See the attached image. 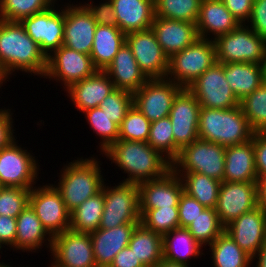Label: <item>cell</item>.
I'll list each match as a JSON object with an SVG mask.
<instances>
[{
	"mask_svg": "<svg viewBox=\"0 0 266 267\" xmlns=\"http://www.w3.org/2000/svg\"><path fill=\"white\" fill-rule=\"evenodd\" d=\"M126 44L148 79L166 78L169 58L151 28L126 34Z\"/></svg>",
	"mask_w": 266,
	"mask_h": 267,
	"instance_id": "obj_14",
	"label": "cell"
},
{
	"mask_svg": "<svg viewBox=\"0 0 266 267\" xmlns=\"http://www.w3.org/2000/svg\"><path fill=\"white\" fill-rule=\"evenodd\" d=\"M104 210L100 229L141 222L138 184L121 182L114 187L103 184Z\"/></svg>",
	"mask_w": 266,
	"mask_h": 267,
	"instance_id": "obj_8",
	"label": "cell"
},
{
	"mask_svg": "<svg viewBox=\"0 0 266 267\" xmlns=\"http://www.w3.org/2000/svg\"><path fill=\"white\" fill-rule=\"evenodd\" d=\"M126 43V34L117 26L97 25L90 57L98 70H104Z\"/></svg>",
	"mask_w": 266,
	"mask_h": 267,
	"instance_id": "obj_31",
	"label": "cell"
},
{
	"mask_svg": "<svg viewBox=\"0 0 266 267\" xmlns=\"http://www.w3.org/2000/svg\"><path fill=\"white\" fill-rule=\"evenodd\" d=\"M251 23V24H249ZM247 26L266 39V0H254Z\"/></svg>",
	"mask_w": 266,
	"mask_h": 267,
	"instance_id": "obj_49",
	"label": "cell"
},
{
	"mask_svg": "<svg viewBox=\"0 0 266 267\" xmlns=\"http://www.w3.org/2000/svg\"><path fill=\"white\" fill-rule=\"evenodd\" d=\"M140 214V223L161 236L180 227L178 208L140 209Z\"/></svg>",
	"mask_w": 266,
	"mask_h": 267,
	"instance_id": "obj_43",
	"label": "cell"
},
{
	"mask_svg": "<svg viewBox=\"0 0 266 267\" xmlns=\"http://www.w3.org/2000/svg\"><path fill=\"white\" fill-rule=\"evenodd\" d=\"M55 4L21 21L26 33L39 45L46 57L63 45L64 7L57 10Z\"/></svg>",
	"mask_w": 266,
	"mask_h": 267,
	"instance_id": "obj_15",
	"label": "cell"
},
{
	"mask_svg": "<svg viewBox=\"0 0 266 267\" xmlns=\"http://www.w3.org/2000/svg\"><path fill=\"white\" fill-rule=\"evenodd\" d=\"M239 24H246L251 16L254 0H221Z\"/></svg>",
	"mask_w": 266,
	"mask_h": 267,
	"instance_id": "obj_51",
	"label": "cell"
},
{
	"mask_svg": "<svg viewBox=\"0 0 266 267\" xmlns=\"http://www.w3.org/2000/svg\"><path fill=\"white\" fill-rule=\"evenodd\" d=\"M224 75L231 90L241 101L265 81L264 65L236 62L224 64Z\"/></svg>",
	"mask_w": 266,
	"mask_h": 267,
	"instance_id": "obj_30",
	"label": "cell"
},
{
	"mask_svg": "<svg viewBox=\"0 0 266 267\" xmlns=\"http://www.w3.org/2000/svg\"><path fill=\"white\" fill-rule=\"evenodd\" d=\"M209 246L213 267H251L253 263L252 256L241 249L225 231Z\"/></svg>",
	"mask_w": 266,
	"mask_h": 267,
	"instance_id": "obj_35",
	"label": "cell"
},
{
	"mask_svg": "<svg viewBox=\"0 0 266 267\" xmlns=\"http://www.w3.org/2000/svg\"><path fill=\"white\" fill-rule=\"evenodd\" d=\"M140 209L178 208L183 191L181 178L170 170L165 176L138 184Z\"/></svg>",
	"mask_w": 266,
	"mask_h": 267,
	"instance_id": "obj_21",
	"label": "cell"
},
{
	"mask_svg": "<svg viewBox=\"0 0 266 267\" xmlns=\"http://www.w3.org/2000/svg\"><path fill=\"white\" fill-rule=\"evenodd\" d=\"M6 80L7 78L4 76L3 72L0 70V88L4 84L3 82H5Z\"/></svg>",
	"mask_w": 266,
	"mask_h": 267,
	"instance_id": "obj_58",
	"label": "cell"
},
{
	"mask_svg": "<svg viewBox=\"0 0 266 267\" xmlns=\"http://www.w3.org/2000/svg\"><path fill=\"white\" fill-rule=\"evenodd\" d=\"M115 90L114 84L104 70L66 88L67 96L81 112L99 107L100 103Z\"/></svg>",
	"mask_w": 266,
	"mask_h": 267,
	"instance_id": "obj_23",
	"label": "cell"
},
{
	"mask_svg": "<svg viewBox=\"0 0 266 267\" xmlns=\"http://www.w3.org/2000/svg\"><path fill=\"white\" fill-rule=\"evenodd\" d=\"M2 246H4L3 242L0 240V250L1 248H3Z\"/></svg>",
	"mask_w": 266,
	"mask_h": 267,
	"instance_id": "obj_62",
	"label": "cell"
},
{
	"mask_svg": "<svg viewBox=\"0 0 266 267\" xmlns=\"http://www.w3.org/2000/svg\"><path fill=\"white\" fill-rule=\"evenodd\" d=\"M128 247L145 267H155L163 259L162 236L142 223L134 229Z\"/></svg>",
	"mask_w": 266,
	"mask_h": 267,
	"instance_id": "obj_33",
	"label": "cell"
},
{
	"mask_svg": "<svg viewBox=\"0 0 266 267\" xmlns=\"http://www.w3.org/2000/svg\"><path fill=\"white\" fill-rule=\"evenodd\" d=\"M99 162L95 157H81L66 164L60 171L59 182L54 186L61 193L69 212L102 190L106 179L101 174Z\"/></svg>",
	"mask_w": 266,
	"mask_h": 267,
	"instance_id": "obj_4",
	"label": "cell"
},
{
	"mask_svg": "<svg viewBox=\"0 0 266 267\" xmlns=\"http://www.w3.org/2000/svg\"><path fill=\"white\" fill-rule=\"evenodd\" d=\"M239 25L221 0H201L199 16L196 21L199 38L215 40L236 29ZM209 33H212L211 36Z\"/></svg>",
	"mask_w": 266,
	"mask_h": 267,
	"instance_id": "obj_25",
	"label": "cell"
},
{
	"mask_svg": "<svg viewBox=\"0 0 266 267\" xmlns=\"http://www.w3.org/2000/svg\"><path fill=\"white\" fill-rule=\"evenodd\" d=\"M201 0H154L155 17L196 24Z\"/></svg>",
	"mask_w": 266,
	"mask_h": 267,
	"instance_id": "obj_38",
	"label": "cell"
},
{
	"mask_svg": "<svg viewBox=\"0 0 266 267\" xmlns=\"http://www.w3.org/2000/svg\"><path fill=\"white\" fill-rule=\"evenodd\" d=\"M49 267H63V266H61V265L55 263L54 261H52L51 266H49Z\"/></svg>",
	"mask_w": 266,
	"mask_h": 267,
	"instance_id": "obj_59",
	"label": "cell"
},
{
	"mask_svg": "<svg viewBox=\"0 0 266 267\" xmlns=\"http://www.w3.org/2000/svg\"><path fill=\"white\" fill-rule=\"evenodd\" d=\"M213 41L219 64L247 62L264 65L265 63L266 39L246 24H240L236 29Z\"/></svg>",
	"mask_w": 266,
	"mask_h": 267,
	"instance_id": "obj_5",
	"label": "cell"
},
{
	"mask_svg": "<svg viewBox=\"0 0 266 267\" xmlns=\"http://www.w3.org/2000/svg\"><path fill=\"white\" fill-rule=\"evenodd\" d=\"M17 231L15 244L11 247L17 250L36 252L45 243L51 249L53 237L43 227L40 219L28 204L16 218ZM48 235V236H47ZM35 250V251H34Z\"/></svg>",
	"mask_w": 266,
	"mask_h": 267,
	"instance_id": "obj_29",
	"label": "cell"
},
{
	"mask_svg": "<svg viewBox=\"0 0 266 267\" xmlns=\"http://www.w3.org/2000/svg\"><path fill=\"white\" fill-rule=\"evenodd\" d=\"M183 88L164 79H149L133 94V105L150 121L169 116L176 95Z\"/></svg>",
	"mask_w": 266,
	"mask_h": 267,
	"instance_id": "obj_13",
	"label": "cell"
},
{
	"mask_svg": "<svg viewBox=\"0 0 266 267\" xmlns=\"http://www.w3.org/2000/svg\"><path fill=\"white\" fill-rule=\"evenodd\" d=\"M133 105V94L115 89L100 103L99 107L110 117L111 121L121 125L126 113Z\"/></svg>",
	"mask_w": 266,
	"mask_h": 267,
	"instance_id": "obj_46",
	"label": "cell"
},
{
	"mask_svg": "<svg viewBox=\"0 0 266 267\" xmlns=\"http://www.w3.org/2000/svg\"><path fill=\"white\" fill-rule=\"evenodd\" d=\"M204 209L205 207L201 205L195 198L190 197L183 192L178 205L180 228H186L200 215Z\"/></svg>",
	"mask_w": 266,
	"mask_h": 267,
	"instance_id": "obj_47",
	"label": "cell"
},
{
	"mask_svg": "<svg viewBox=\"0 0 266 267\" xmlns=\"http://www.w3.org/2000/svg\"><path fill=\"white\" fill-rule=\"evenodd\" d=\"M147 143L150 144L154 150L160 152L171 163L177 158L180 150L174 143L172 124L169 116L151 122Z\"/></svg>",
	"mask_w": 266,
	"mask_h": 267,
	"instance_id": "obj_39",
	"label": "cell"
},
{
	"mask_svg": "<svg viewBox=\"0 0 266 267\" xmlns=\"http://www.w3.org/2000/svg\"><path fill=\"white\" fill-rule=\"evenodd\" d=\"M57 0H0V19L21 22L24 18L43 12Z\"/></svg>",
	"mask_w": 266,
	"mask_h": 267,
	"instance_id": "obj_41",
	"label": "cell"
},
{
	"mask_svg": "<svg viewBox=\"0 0 266 267\" xmlns=\"http://www.w3.org/2000/svg\"><path fill=\"white\" fill-rule=\"evenodd\" d=\"M264 73H265V81H266V56H265V63H264Z\"/></svg>",
	"mask_w": 266,
	"mask_h": 267,
	"instance_id": "obj_61",
	"label": "cell"
},
{
	"mask_svg": "<svg viewBox=\"0 0 266 267\" xmlns=\"http://www.w3.org/2000/svg\"><path fill=\"white\" fill-rule=\"evenodd\" d=\"M151 122L134 106L128 110L119 126V138L147 142Z\"/></svg>",
	"mask_w": 266,
	"mask_h": 267,
	"instance_id": "obj_44",
	"label": "cell"
},
{
	"mask_svg": "<svg viewBox=\"0 0 266 267\" xmlns=\"http://www.w3.org/2000/svg\"><path fill=\"white\" fill-rule=\"evenodd\" d=\"M224 231L253 257L266 242V214L256 207L233 220Z\"/></svg>",
	"mask_w": 266,
	"mask_h": 267,
	"instance_id": "obj_20",
	"label": "cell"
},
{
	"mask_svg": "<svg viewBox=\"0 0 266 267\" xmlns=\"http://www.w3.org/2000/svg\"><path fill=\"white\" fill-rule=\"evenodd\" d=\"M90 128L100 138V152L103 154L119 138V126L111 121L100 107L83 112Z\"/></svg>",
	"mask_w": 266,
	"mask_h": 267,
	"instance_id": "obj_42",
	"label": "cell"
},
{
	"mask_svg": "<svg viewBox=\"0 0 266 267\" xmlns=\"http://www.w3.org/2000/svg\"><path fill=\"white\" fill-rule=\"evenodd\" d=\"M102 155L128 174L125 183L159 179L172 170V163L147 142L118 139Z\"/></svg>",
	"mask_w": 266,
	"mask_h": 267,
	"instance_id": "obj_2",
	"label": "cell"
},
{
	"mask_svg": "<svg viewBox=\"0 0 266 267\" xmlns=\"http://www.w3.org/2000/svg\"><path fill=\"white\" fill-rule=\"evenodd\" d=\"M47 57L21 22L0 19V70L8 79L16 70L43 77Z\"/></svg>",
	"mask_w": 266,
	"mask_h": 267,
	"instance_id": "obj_1",
	"label": "cell"
},
{
	"mask_svg": "<svg viewBox=\"0 0 266 267\" xmlns=\"http://www.w3.org/2000/svg\"><path fill=\"white\" fill-rule=\"evenodd\" d=\"M29 205L52 237L69 230L70 212L54 184L34 186L30 191Z\"/></svg>",
	"mask_w": 266,
	"mask_h": 267,
	"instance_id": "obj_10",
	"label": "cell"
},
{
	"mask_svg": "<svg viewBox=\"0 0 266 267\" xmlns=\"http://www.w3.org/2000/svg\"><path fill=\"white\" fill-rule=\"evenodd\" d=\"M98 69L94 66L90 55L70 49L62 45L47 57V67L43 78L59 80L64 89L79 82Z\"/></svg>",
	"mask_w": 266,
	"mask_h": 267,
	"instance_id": "obj_12",
	"label": "cell"
},
{
	"mask_svg": "<svg viewBox=\"0 0 266 267\" xmlns=\"http://www.w3.org/2000/svg\"><path fill=\"white\" fill-rule=\"evenodd\" d=\"M187 89L204 108L232 109L240 103L225 79L224 64L218 62L208 68Z\"/></svg>",
	"mask_w": 266,
	"mask_h": 267,
	"instance_id": "obj_11",
	"label": "cell"
},
{
	"mask_svg": "<svg viewBox=\"0 0 266 267\" xmlns=\"http://www.w3.org/2000/svg\"><path fill=\"white\" fill-rule=\"evenodd\" d=\"M97 23L84 4L64 7L63 45L90 55Z\"/></svg>",
	"mask_w": 266,
	"mask_h": 267,
	"instance_id": "obj_19",
	"label": "cell"
},
{
	"mask_svg": "<svg viewBox=\"0 0 266 267\" xmlns=\"http://www.w3.org/2000/svg\"><path fill=\"white\" fill-rule=\"evenodd\" d=\"M138 224H122L112 229H100L90 233L97 267H109L114 257L128 247L132 233Z\"/></svg>",
	"mask_w": 266,
	"mask_h": 267,
	"instance_id": "obj_24",
	"label": "cell"
},
{
	"mask_svg": "<svg viewBox=\"0 0 266 267\" xmlns=\"http://www.w3.org/2000/svg\"><path fill=\"white\" fill-rule=\"evenodd\" d=\"M258 207L266 214V175L257 180Z\"/></svg>",
	"mask_w": 266,
	"mask_h": 267,
	"instance_id": "obj_55",
	"label": "cell"
},
{
	"mask_svg": "<svg viewBox=\"0 0 266 267\" xmlns=\"http://www.w3.org/2000/svg\"><path fill=\"white\" fill-rule=\"evenodd\" d=\"M256 258L258 259V261L255 263V267H266V242L252 257V261L256 260Z\"/></svg>",
	"mask_w": 266,
	"mask_h": 267,
	"instance_id": "obj_56",
	"label": "cell"
},
{
	"mask_svg": "<svg viewBox=\"0 0 266 267\" xmlns=\"http://www.w3.org/2000/svg\"><path fill=\"white\" fill-rule=\"evenodd\" d=\"M253 140L225 147L223 181L257 182Z\"/></svg>",
	"mask_w": 266,
	"mask_h": 267,
	"instance_id": "obj_28",
	"label": "cell"
},
{
	"mask_svg": "<svg viewBox=\"0 0 266 267\" xmlns=\"http://www.w3.org/2000/svg\"><path fill=\"white\" fill-rule=\"evenodd\" d=\"M257 177L266 175V132H255L253 137Z\"/></svg>",
	"mask_w": 266,
	"mask_h": 267,
	"instance_id": "obj_50",
	"label": "cell"
},
{
	"mask_svg": "<svg viewBox=\"0 0 266 267\" xmlns=\"http://www.w3.org/2000/svg\"><path fill=\"white\" fill-rule=\"evenodd\" d=\"M13 114L11 109H0V150L15 140V135H13L15 133L13 129Z\"/></svg>",
	"mask_w": 266,
	"mask_h": 267,
	"instance_id": "obj_52",
	"label": "cell"
},
{
	"mask_svg": "<svg viewBox=\"0 0 266 267\" xmlns=\"http://www.w3.org/2000/svg\"><path fill=\"white\" fill-rule=\"evenodd\" d=\"M49 252L54 262L63 267H97L90 233L69 229L57 234Z\"/></svg>",
	"mask_w": 266,
	"mask_h": 267,
	"instance_id": "obj_17",
	"label": "cell"
},
{
	"mask_svg": "<svg viewBox=\"0 0 266 267\" xmlns=\"http://www.w3.org/2000/svg\"><path fill=\"white\" fill-rule=\"evenodd\" d=\"M163 259L190 265V258L204 253L201 246L186 228H176L162 236ZM201 250V251H200Z\"/></svg>",
	"mask_w": 266,
	"mask_h": 267,
	"instance_id": "obj_32",
	"label": "cell"
},
{
	"mask_svg": "<svg viewBox=\"0 0 266 267\" xmlns=\"http://www.w3.org/2000/svg\"><path fill=\"white\" fill-rule=\"evenodd\" d=\"M17 224L16 218L0 215V240L8 247L15 244Z\"/></svg>",
	"mask_w": 266,
	"mask_h": 267,
	"instance_id": "obj_53",
	"label": "cell"
},
{
	"mask_svg": "<svg viewBox=\"0 0 266 267\" xmlns=\"http://www.w3.org/2000/svg\"><path fill=\"white\" fill-rule=\"evenodd\" d=\"M151 29L168 58L199 38L196 24L192 22L155 17Z\"/></svg>",
	"mask_w": 266,
	"mask_h": 267,
	"instance_id": "obj_22",
	"label": "cell"
},
{
	"mask_svg": "<svg viewBox=\"0 0 266 267\" xmlns=\"http://www.w3.org/2000/svg\"><path fill=\"white\" fill-rule=\"evenodd\" d=\"M117 27L125 34L151 28L155 18L154 0H111Z\"/></svg>",
	"mask_w": 266,
	"mask_h": 267,
	"instance_id": "obj_27",
	"label": "cell"
},
{
	"mask_svg": "<svg viewBox=\"0 0 266 267\" xmlns=\"http://www.w3.org/2000/svg\"><path fill=\"white\" fill-rule=\"evenodd\" d=\"M93 1L84 5L91 12L97 25L117 26L116 14L114 13V7L111 0L103 1L99 5H93Z\"/></svg>",
	"mask_w": 266,
	"mask_h": 267,
	"instance_id": "obj_48",
	"label": "cell"
},
{
	"mask_svg": "<svg viewBox=\"0 0 266 267\" xmlns=\"http://www.w3.org/2000/svg\"><path fill=\"white\" fill-rule=\"evenodd\" d=\"M191 267V265L180 264L162 259L155 267Z\"/></svg>",
	"mask_w": 266,
	"mask_h": 267,
	"instance_id": "obj_57",
	"label": "cell"
},
{
	"mask_svg": "<svg viewBox=\"0 0 266 267\" xmlns=\"http://www.w3.org/2000/svg\"><path fill=\"white\" fill-rule=\"evenodd\" d=\"M109 267H145L142 262L137 259L134 252L129 248H123L114 257Z\"/></svg>",
	"mask_w": 266,
	"mask_h": 267,
	"instance_id": "obj_54",
	"label": "cell"
},
{
	"mask_svg": "<svg viewBox=\"0 0 266 267\" xmlns=\"http://www.w3.org/2000/svg\"><path fill=\"white\" fill-rule=\"evenodd\" d=\"M216 62L214 41L198 38L193 44L169 58L166 79L182 88H188Z\"/></svg>",
	"mask_w": 266,
	"mask_h": 267,
	"instance_id": "obj_6",
	"label": "cell"
},
{
	"mask_svg": "<svg viewBox=\"0 0 266 267\" xmlns=\"http://www.w3.org/2000/svg\"><path fill=\"white\" fill-rule=\"evenodd\" d=\"M115 89L137 92L149 79L141 71L133 52L125 43L113 61L104 69Z\"/></svg>",
	"mask_w": 266,
	"mask_h": 267,
	"instance_id": "obj_26",
	"label": "cell"
},
{
	"mask_svg": "<svg viewBox=\"0 0 266 267\" xmlns=\"http://www.w3.org/2000/svg\"><path fill=\"white\" fill-rule=\"evenodd\" d=\"M240 108L255 132H266V81L244 97Z\"/></svg>",
	"mask_w": 266,
	"mask_h": 267,
	"instance_id": "obj_40",
	"label": "cell"
},
{
	"mask_svg": "<svg viewBox=\"0 0 266 267\" xmlns=\"http://www.w3.org/2000/svg\"><path fill=\"white\" fill-rule=\"evenodd\" d=\"M254 133L240 105L232 109H200L198 136L201 140L227 147L248 142Z\"/></svg>",
	"mask_w": 266,
	"mask_h": 267,
	"instance_id": "obj_3",
	"label": "cell"
},
{
	"mask_svg": "<svg viewBox=\"0 0 266 267\" xmlns=\"http://www.w3.org/2000/svg\"><path fill=\"white\" fill-rule=\"evenodd\" d=\"M186 229L201 246L205 247L212 244L225 227L221 224L215 208H205Z\"/></svg>",
	"mask_w": 266,
	"mask_h": 267,
	"instance_id": "obj_37",
	"label": "cell"
},
{
	"mask_svg": "<svg viewBox=\"0 0 266 267\" xmlns=\"http://www.w3.org/2000/svg\"><path fill=\"white\" fill-rule=\"evenodd\" d=\"M182 180L183 191L205 208H216L221 181L196 172L176 173Z\"/></svg>",
	"mask_w": 266,
	"mask_h": 267,
	"instance_id": "obj_34",
	"label": "cell"
},
{
	"mask_svg": "<svg viewBox=\"0 0 266 267\" xmlns=\"http://www.w3.org/2000/svg\"><path fill=\"white\" fill-rule=\"evenodd\" d=\"M31 189L20 187H0V215L17 218L29 204Z\"/></svg>",
	"mask_w": 266,
	"mask_h": 267,
	"instance_id": "obj_45",
	"label": "cell"
},
{
	"mask_svg": "<svg viewBox=\"0 0 266 267\" xmlns=\"http://www.w3.org/2000/svg\"><path fill=\"white\" fill-rule=\"evenodd\" d=\"M256 207H258L257 182H221L215 209L224 227Z\"/></svg>",
	"mask_w": 266,
	"mask_h": 267,
	"instance_id": "obj_16",
	"label": "cell"
},
{
	"mask_svg": "<svg viewBox=\"0 0 266 267\" xmlns=\"http://www.w3.org/2000/svg\"><path fill=\"white\" fill-rule=\"evenodd\" d=\"M201 106L195 96L183 88L175 97L169 113L175 146L181 150L199 139V113Z\"/></svg>",
	"mask_w": 266,
	"mask_h": 267,
	"instance_id": "obj_18",
	"label": "cell"
},
{
	"mask_svg": "<svg viewBox=\"0 0 266 267\" xmlns=\"http://www.w3.org/2000/svg\"><path fill=\"white\" fill-rule=\"evenodd\" d=\"M0 267H13V266H11V265H6L4 262H0Z\"/></svg>",
	"mask_w": 266,
	"mask_h": 267,
	"instance_id": "obj_60",
	"label": "cell"
},
{
	"mask_svg": "<svg viewBox=\"0 0 266 267\" xmlns=\"http://www.w3.org/2000/svg\"><path fill=\"white\" fill-rule=\"evenodd\" d=\"M104 210V192L101 190L70 212V230L91 233L101 223Z\"/></svg>",
	"mask_w": 266,
	"mask_h": 267,
	"instance_id": "obj_36",
	"label": "cell"
},
{
	"mask_svg": "<svg viewBox=\"0 0 266 267\" xmlns=\"http://www.w3.org/2000/svg\"><path fill=\"white\" fill-rule=\"evenodd\" d=\"M172 170L175 173L196 172L222 182L225 146L197 139L180 150L172 162Z\"/></svg>",
	"mask_w": 266,
	"mask_h": 267,
	"instance_id": "obj_7",
	"label": "cell"
},
{
	"mask_svg": "<svg viewBox=\"0 0 266 267\" xmlns=\"http://www.w3.org/2000/svg\"><path fill=\"white\" fill-rule=\"evenodd\" d=\"M36 160L32 153L18 146L16 139L13 140L0 150V185L32 189L40 169Z\"/></svg>",
	"mask_w": 266,
	"mask_h": 267,
	"instance_id": "obj_9",
	"label": "cell"
}]
</instances>
